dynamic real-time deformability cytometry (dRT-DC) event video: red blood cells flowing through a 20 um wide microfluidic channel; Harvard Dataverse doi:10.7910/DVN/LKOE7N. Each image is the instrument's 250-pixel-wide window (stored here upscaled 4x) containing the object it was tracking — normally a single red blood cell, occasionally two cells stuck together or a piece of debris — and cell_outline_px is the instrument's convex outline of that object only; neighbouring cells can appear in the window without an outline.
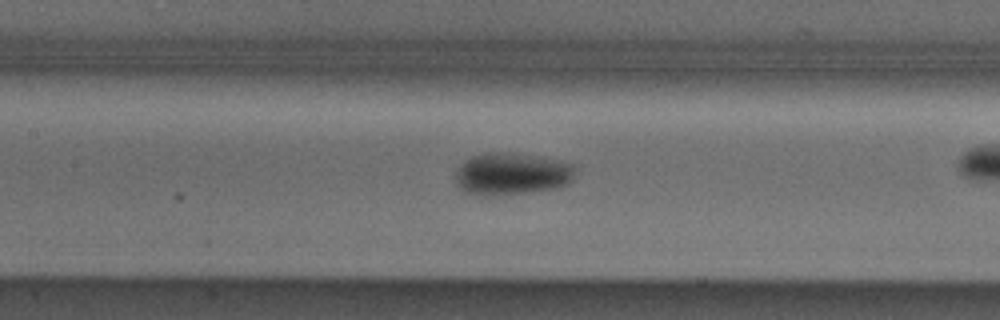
{"species": "Egyptian fruit bat (a non-hibernating species)", "species_latin": "Rousettus aegyptiacus", "temperature_condition": "cold", "stored_images_in_passage": 31, "camera_frame_rate_fps": 3000, "um_per_image_px": 0.085, "animal": {"sex": "male"}, "frame": {"image": 1, "passage_image": 14, "time_ms": 4.333, "image_size_px": [1000, 320], "cell_outline_px": [[572, 180], [568, 184], [560, 188], [528, 192], [492, 196], [464, 192], [456, 184], [456, 168], [464, 160], [472, 156], [488, 152], [516, 152], [556, 160], [572, 164]], "centroid_in_image_um": [43.45, 14.78], "position_along_channel_um": 164.0, "area_um2": 29.54}}